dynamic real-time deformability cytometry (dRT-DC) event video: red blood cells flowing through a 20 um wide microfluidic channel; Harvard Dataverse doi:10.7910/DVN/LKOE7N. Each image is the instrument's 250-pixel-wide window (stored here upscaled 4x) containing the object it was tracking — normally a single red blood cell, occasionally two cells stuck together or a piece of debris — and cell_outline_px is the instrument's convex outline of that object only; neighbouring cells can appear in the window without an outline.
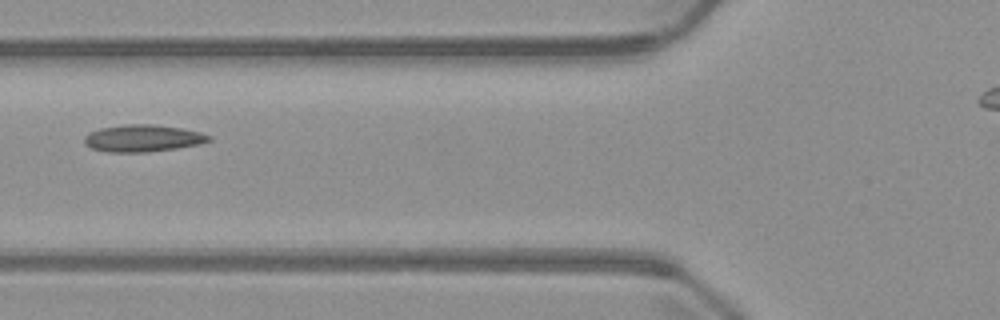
{"species": "common noctule bat (a hibernating species)", "species_latin": "Nyctalus noctula", "temperature_condition": "warm", "stored_images_in_passage": 6, "camera_frame_rate_fps": 3000, "um_per_image_px": 0.085, "animal": {"sex": "male", "body_mass_g": 23.1, "forearm_length_mm": 52.7}, "frame": {"image": 1, "passage_image": 5, "time_ms": 5.667, "image_size_px": [1000, 320], "cell_outline_px": [[212, 140], [200, 144], [176, 148], [144, 152], [108, 152], [92, 148], [84, 144], [84, 136], [88, 132], [100, 128], [124, 124], [152, 124], [180, 128], [200, 132], [212, 136]], "centroid_in_image_um": [12.12, 11.74], "position_along_channel_um": 113.7, "area_um2": 19.65}}
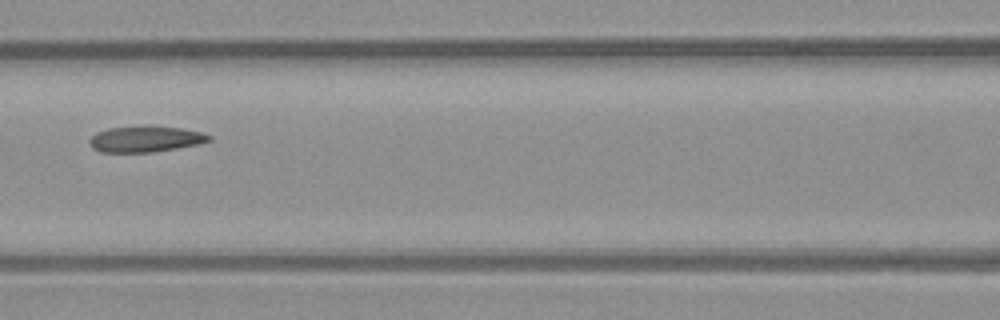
{"frame": {"image": 2, "passage_image": 6, "time_ms": 6.667, "image_size_px": [1000, 320], "cell_outline_px": [[212, 140], [200, 144], [152, 152], [100, 152], [92, 148], [88, 140], [96, 132], [108, 128], [144, 124], [180, 128], [204, 132], [212, 136]], "centroid_in_image_um": [12.37, 11.79], "position_along_channel_um": 154.2, "area_um2": 18.61}}